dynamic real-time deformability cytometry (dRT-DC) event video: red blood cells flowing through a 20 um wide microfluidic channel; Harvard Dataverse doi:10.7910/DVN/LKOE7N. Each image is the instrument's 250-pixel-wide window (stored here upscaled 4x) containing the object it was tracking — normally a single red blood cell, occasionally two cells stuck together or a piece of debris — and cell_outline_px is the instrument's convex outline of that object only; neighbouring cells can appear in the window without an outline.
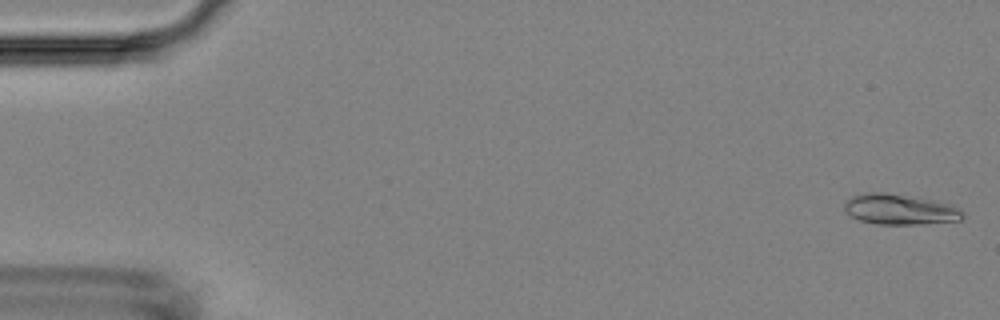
{"species": "Egyptian fruit bat (a non-hibernating species)", "species_latin": "Rousettus aegyptiacus", "temperature_condition": "room temperature", "stored_images_in_passage": 54, "camera_frame_rate_fps": 3000, "um_per_image_px": 0.085, "animal": {"sex": "female"}, "frame": {"image": 1, "passage_image": 1, "time_ms": 0.0, "image_size_px": [1000, 320], "cell_outline_px": [[964, 216], [960, 220], [920, 224], [876, 224], [860, 220], [844, 212], [844, 204], [852, 196], [864, 192], [880, 192], [924, 200], [944, 204], [956, 208], [964, 212]], "centroid_in_image_um": [76.39, 17.82], "position_along_channel_um": 8.6, "area_um2": 20.23}}
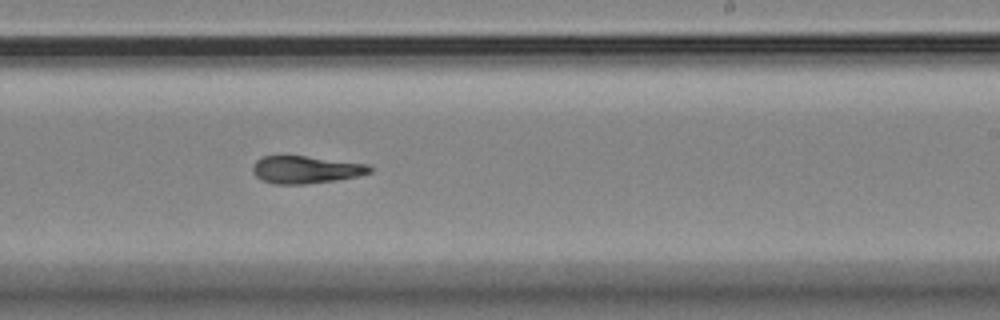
{"frame": {"image": 2, "passage_image": 33, "time_ms": 10.667, "image_size_px": [1000, 320], "cell_outline_px": [[372, 172], [360, 176], [336, 180], [308, 184], [272, 184], [260, 180], [252, 172], [252, 168], [256, 160], [260, 156], [304, 156], [368, 164], [372, 168]], "centroid_in_image_um": [25.97, 14.43], "position_along_channel_um": 263.0, "area_um2": 18.9}}
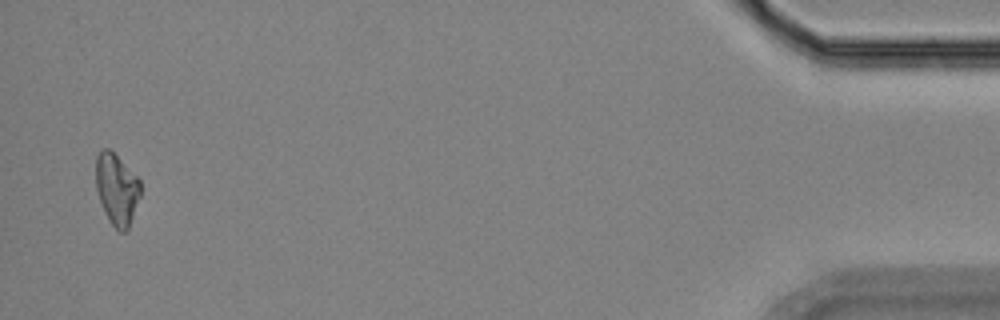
{"frame": {"image": 3, "passage_image": 53, "time_ms": 17.333, "image_size_px": [1000, 320], "cell_outline_px": [[140, 196], [128, 228], [124, 232], [120, 232], [112, 224], [104, 212], [96, 188], [96, 156], [104, 148], [108, 148], [140, 180]], "centroid_in_image_um": [9.91, 16.09], "position_along_channel_um": 425.3, "area_um2": 18.09}, "authors_computed_cell_mechanics": {"area_um2": 18.9873, "velocity_mm_per_s": 3.6578, "shape_relaxation_time_tau1_ms": 8.9492, "shape_relaxation_time_tau2_ms": 4.0464, "deformation_change_tau1": 0.2223, "deformation_change_tau2": 0.0952}}